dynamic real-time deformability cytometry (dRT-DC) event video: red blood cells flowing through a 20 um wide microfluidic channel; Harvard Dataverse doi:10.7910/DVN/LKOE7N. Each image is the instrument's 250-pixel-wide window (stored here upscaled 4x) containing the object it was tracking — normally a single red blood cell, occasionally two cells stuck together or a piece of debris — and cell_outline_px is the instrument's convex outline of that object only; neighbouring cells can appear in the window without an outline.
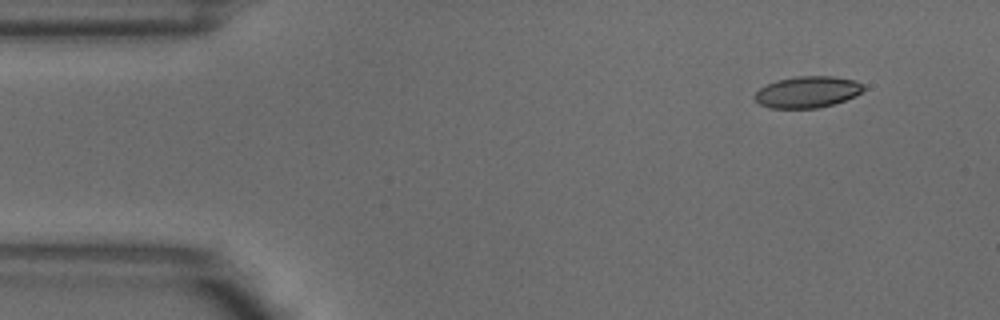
{"species": "common noctule bat (a hibernating species)", "species_latin": "Nyctalus noctula", "temperature_condition": "warm", "stored_images_in_passage": 5, "camera_frame_rate_fps": 3000, "um_per_image_px": 0.085, "animal": {"sex": "male", "body_mass_g": 18.8}, "frame": {"image": 1, "passage_image": 1, "time_ms": 0.0, "image_size_px": [1000, 320], "cell_outline_px": [[864, 88], [856, 96], [832, 104], [816, 108], [772, 108], [760, 104], [752, 96], [760, 88], [776, 80], [796, 76], [832, 76], [856, 80], [864, 84]], "centroid_in_image_um": [68.63, 7.81], "position_along_channel_um": 16.4, "area_um2": 19.88}}
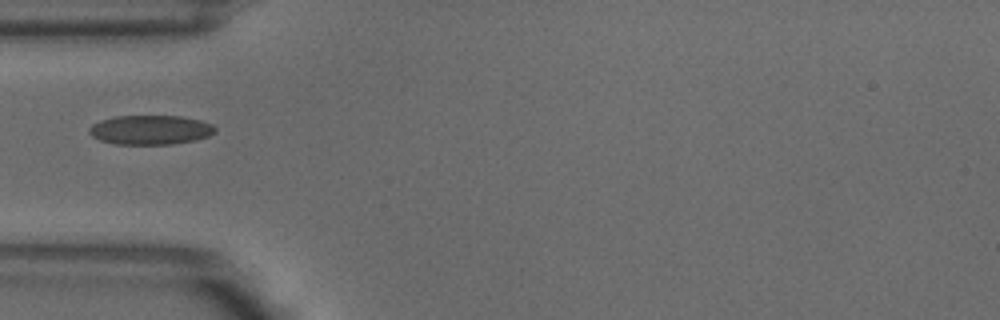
{"frame": {"image": 2, "passage_image": 4, "time_ms": 1.0, "image_size_px": [1000, 320], "cell_outline_px": [[216, 132], [208, 136], [196, 140], [172, 144], [116, 144], [100, 140], [92, 136], [88, 132], [88, 128], [92, 124], [100, 120], [116, 116], [180, 116], [200, 120], [212, 124], [216, 128]], "centroid_in_image_um": [12.78, 11.04], "position_along_channel_um": 72.2, "area_um2": 21.62}}